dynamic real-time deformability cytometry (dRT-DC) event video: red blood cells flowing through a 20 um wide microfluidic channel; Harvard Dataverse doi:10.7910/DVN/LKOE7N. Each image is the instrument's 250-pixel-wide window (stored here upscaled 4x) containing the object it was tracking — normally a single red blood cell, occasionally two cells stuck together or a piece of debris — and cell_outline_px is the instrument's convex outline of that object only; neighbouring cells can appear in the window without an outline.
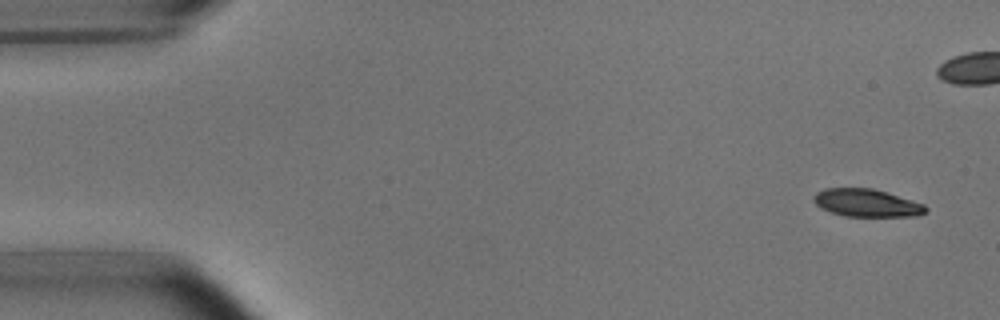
{"species": "common noctule bat (a hibernating species)", "species_latin": "Nyctalus noctula", "temperature_condition": "room temperature", "stored_images_in_passage": 8, "camera_frame_rate_fps": 3000, "um_per_image_px": 0.085, "animal": {"sex": "male", "body_mass_g": 15.6}, "frame": {"image": 1, "passage_image": 1, "time_ms": 0.0, "image_size_px": [1000, 320], "cell_outline_px": [[928, 212], [916, 216], [844, 216], [828, 212], [820, 208], [812, 200], [816, 192], [824, 188], [872, 188], [924, 204], [928, 208]], "centroid_in_image_um": [73.63, 17.25], "position_along_channel_um": 11.4, "area_um2": 18.15}}
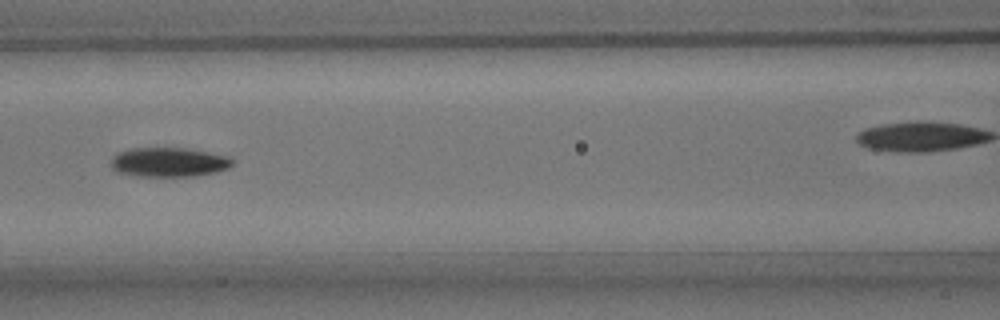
{"frame": {"image": 2, "passage_image": 7, "time_ms": 7.0, "image_size_px": [1000, 320], "cell_outline_px": [[236, 164], [228, 168], [216, 172], [196, 176], [136, 176], [116, 172], [112, 168], [112, 156], [120, 152], [132, 148], [188, 148], [232, 156], [236, 160]], "centroid_in_image_um": [14.44, 13.78], "position_along_channel_um": 152.2, "area_um2": 21.15}}